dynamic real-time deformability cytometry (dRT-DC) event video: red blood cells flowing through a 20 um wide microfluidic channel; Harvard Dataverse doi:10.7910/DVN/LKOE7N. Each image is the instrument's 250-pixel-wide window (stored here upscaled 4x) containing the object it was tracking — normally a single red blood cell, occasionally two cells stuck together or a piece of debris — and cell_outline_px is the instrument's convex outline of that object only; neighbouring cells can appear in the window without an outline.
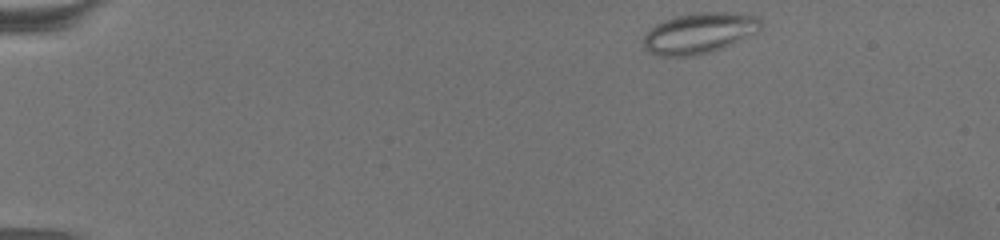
{"species": "common noctule bat (a hibernating species)", "species_latin": "Nyctalus noctula", "temperature_condition": "warm", "stored_images_in_passage": 60, "camera_frame_rate_fps": 3000, "um_per_image_px": 0.085, "animal": {"sex": "female", "body_mass_g": 19.5, "forearm_length_mm": 54.1}, "frame": {"image": 1, "passage_image": 1, "time_ms": 0.0, "image_size_px": [1000, 240], "cell_outline_px": [[764, 24], [756, 32], [724, 48], [712, 52], [692, 56], [660, 56], [648, 52], [644, 48], [644, 36], [656, 24], [664, 20], [676, 16], [700, 12], [736, 12], [756, 16]], "centroid_in_image_um": [59.46, 2.82], "position_along_channel_um": 25.5, "area_um2": 27.92}}
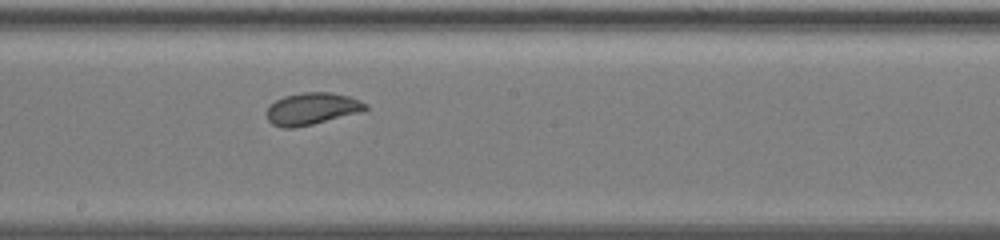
{"frame": {"image": 2, "passage_image": 31, "time_ms": 10.0, "image_size_px": [1000, 240], "cell_outline_px": [[368, 108], [364, 112], [312, 124], [292, 128], [284, 128], [272, 124], [268, 120], [264, 112], [276, 100], [284, 96], [304, 92], [332, 92], [348, 96], [360, 100], [368, 104]], "centroid_in_image_um": [26.54, 9.24], "position_along_channel_um": 221.7, "area_um2": 18.61}}
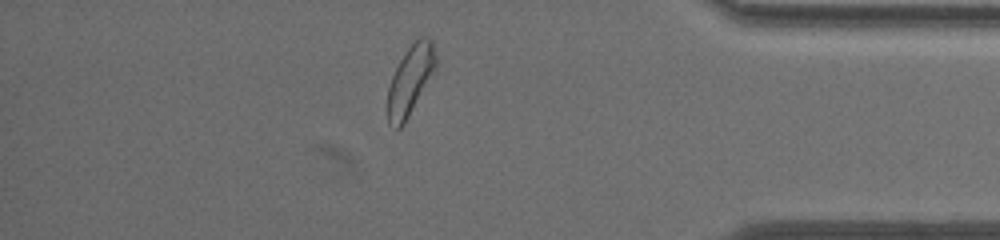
{"frame": {"image": 3, "passage_image": 51, "time_ms": 16.667, "image_size_px": [1000, 240], "cell_outline_px": [[436, 64], [432, 72], [404, 124], [400, 128], [396, 128], [388, 124], [388, 88], [392, 76], [404, 52], [420, 36], [428, 36], [432, 40], [436, 56]], "centroid_in_image_um": [34.85, 6.79], "position_along_channel_um": 400.3, "area_um2": 18.84}, "authors_computed_cell_mechanics": {"area_um2": 20.0855, "velocity_mm_per_s": 3.0588, "shape_relaxation_time_tau1_ms": null, "shape_relaxation_time_tau2_ms": 4.4978, "deformation_change_tau1": null, "deformation_change_tau2": 0.1005}}